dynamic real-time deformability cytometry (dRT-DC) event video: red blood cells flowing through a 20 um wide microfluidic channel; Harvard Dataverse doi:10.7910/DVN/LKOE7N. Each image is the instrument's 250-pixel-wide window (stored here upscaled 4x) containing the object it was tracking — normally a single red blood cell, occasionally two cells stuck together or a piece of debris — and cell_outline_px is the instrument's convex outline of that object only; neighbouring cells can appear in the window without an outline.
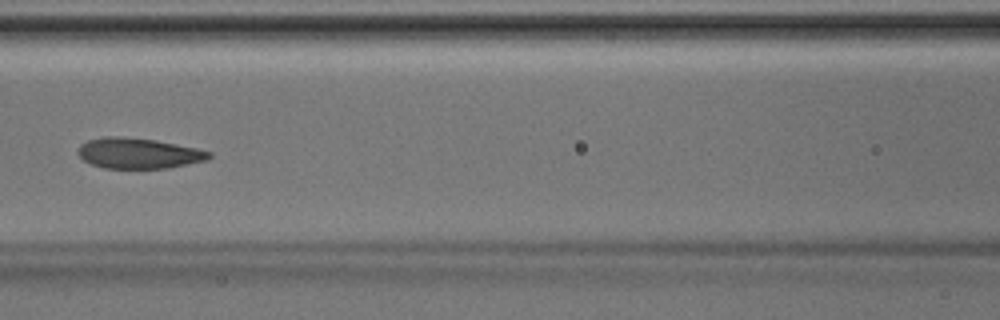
{"species": "Egyptian fruit bat (a non-hibernating species)", "species_latin": "Rousettus aegyptiacus", "temperature_condition": "room temperature", "stored_images_in_passage": 46, "camera_frame_rate_fps": 3000, "um_per_image_px": 0.085, "animal": {"sex": "male"}, "frame": {"image": 1, "passage_image": 20, "time_ms": 6.333, "image_size_px": [1000, 320], "cell_outline_px": [[212, 156], [208, 160], [168, 168], [104, 168], [88, 164], [76, 152], [80, 144], [88, 140], [104, 136], [120, 136], [152, 140], [176, 144], [196, 148], [212, 152]], "centroid_in_image_um": [11.75, 13.03], "position_along_channel_um": 154.9, "area_um2": 23.41}}
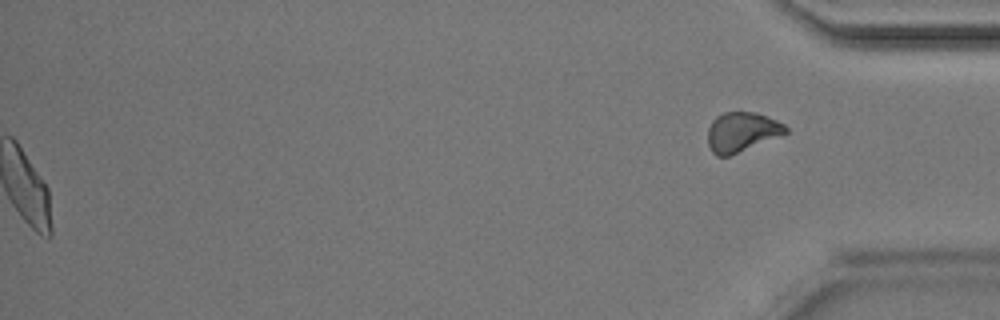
{"frame": {"image": 2, "passage_image": 46, "time_ms": 15.0, "image_size_px": [1000, 320], "cell_outline_px": [[788, 132], [728, 156], [716, 156], [712, 152], [708, 144], [708, 128], [712, 120], [716, 116], [724, 112], [756, 112], [776, 120], [784, 124], [788, 128]], "centroid_in_image_um": [63.02, 11.2], "position_along_channel_um": 372.2, "area_um2": 17.74}}